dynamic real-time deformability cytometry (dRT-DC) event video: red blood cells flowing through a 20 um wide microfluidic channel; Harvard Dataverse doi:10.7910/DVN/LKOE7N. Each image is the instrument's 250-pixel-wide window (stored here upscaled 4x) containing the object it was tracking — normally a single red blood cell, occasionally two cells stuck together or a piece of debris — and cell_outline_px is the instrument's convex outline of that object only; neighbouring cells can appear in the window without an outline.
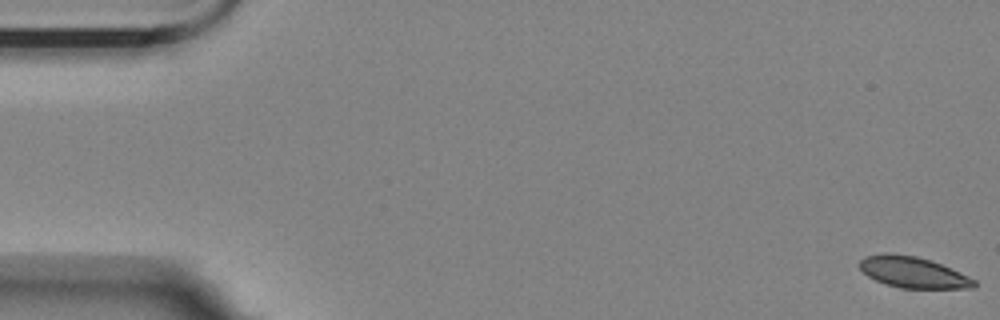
{"species": "Egyptian fruit bat (a non-hibernating species)", "species_latin": "Rousettus aegyptiacus", "temperature_condition": "room temperature", "stored_images_in_passage": 27, "camera_frame_rate_fps": 3000, "um_per_image_px": 0.085, "animal": {"sex": "female"}, "frame": {"image": 1, "passage_image": 1, "time_ms": 0.0, "image_size_px": [1000, 320], "cell_outline_px": [[976, 288], [900, 288], [884, 284], [868, 276], [860, 268], [860, 260], [864, 256], [916, 256], [932, 260], [968, 276], [976, 280]], "centroid_in_image_um": [77.68, 23.19], "position_along_channel_um": 7.3, "area_um2": 20.06}}
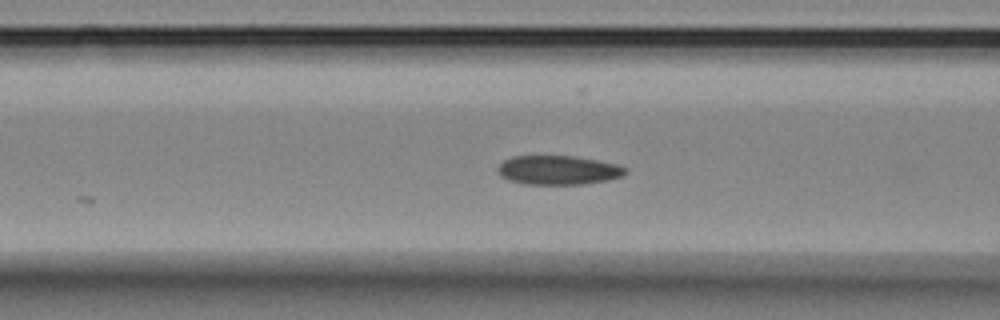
{"frame": {"image": 2, "passage_image": 22, "time_ms": 7.0, "image_size_px": [1000, 320], "cell_outline_px": [[628, 172], [620, 176], [608, 180], [580, 184], [524, 184], [508, 180], [500, 176], [496, 172], [496, 168], [504, 160], [512, 156], [576, 156], [616, 164], [628, 168]], "centroid_in_image_um": [47.41, 14.46], "position_along_channel_um": 119.2, "area_um2": 21.73}}
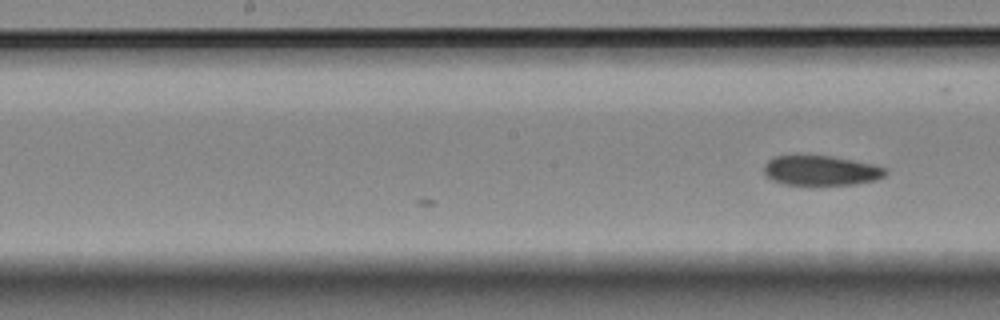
{"frame": {"image": 3, "passage_image": 27, "time_ms": 8.667, "image_size_px": [1000, 320], "cell_outline_px": [[888, 172], [884, 176], [876, 180], [852, 184], [784, 184], [772, 180], [764, 176], [764, 168], [768, 160], [776, 156], [828, 156], [852, 160], [872, 164], [888, 168]], "centroid_in_image_um": [69.79, 14.5], "position_along_channel_um": 178.4, "area_um2": 20.87}}